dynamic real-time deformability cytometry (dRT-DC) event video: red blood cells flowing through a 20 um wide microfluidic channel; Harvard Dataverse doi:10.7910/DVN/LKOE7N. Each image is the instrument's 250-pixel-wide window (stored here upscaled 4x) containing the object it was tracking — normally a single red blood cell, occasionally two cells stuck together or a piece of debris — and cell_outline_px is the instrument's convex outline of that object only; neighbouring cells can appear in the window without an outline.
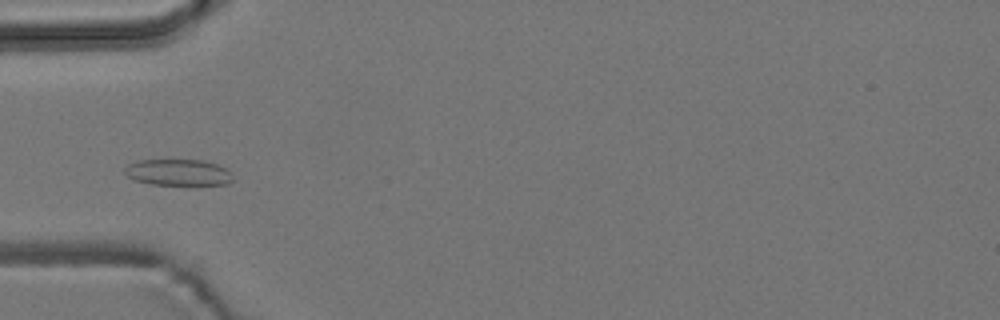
{"species": "common noctule bat (a hibernating species)", "species_latin": "Nyctalus noctula", "temperature_condition": "room temperature", "stored_images_in_passage": 6, "camera_frame_rate_fps": 3000, "um_per_image_px": 0.085, "animal": {"sex": "male", "body_mass_g": 19.2, "forearm_length_mm": 51.8}, "frame": {"image": 1, "passage_image": 4, "time_ms": 4.333, "image_size_px": [1000, 320], "cell_outline_px": [[236, 180], [228, 184], [192, 188], [152, 184], [132, 180], [124, 172], [124, 168], [128, 164], [136, 160], [204, 160], [216, 164], [232, 172]], "centroid_in_image_um": [15.23, 14.72], "position_along_channel_um": 69.8, "area_um2": 17.8}}
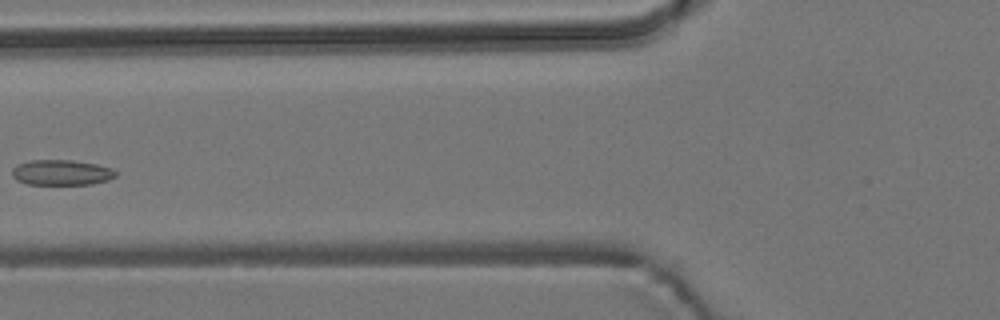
{"frame": {"image": 2, "passage_image": 5, "time_ms": 5.667, "image_size_px": [1000, 320], "cell_outline_px": [[116, 176], [108, 180], [92, 184], [28, 184], [16, 180], [12, 176], [12, 168], [16, 164], [28, 160], [72, 160], [96, 164], [112, 168], [116, 172]], "centroid_in_image_um": [5.2, 14.65], "position_along_channel_um": 120.6, "area_um2": 15.43}}
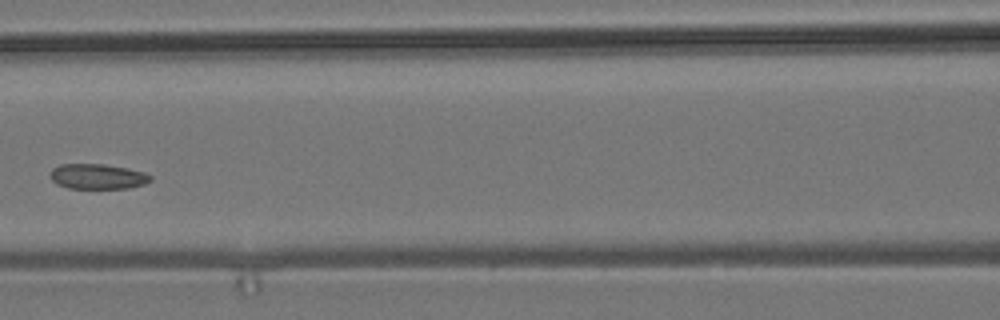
{"frame": {"image": 3, "passage_image": 6, "time_ms": 6.667, "image_size_px": [1000, 320], "cell_outline_px": [[152, 180], [144, 184], [128, 188], [68, 188], [56, 184], [48, 176], [48, 172], [52, 168], [60, 164], [104, 164], [128, 168], [144, 172], [152, 176]], "centroid_in_image_um": [8.26, 14.99], "position_along_channel_um": 158.3, "area_um2": 14.91}}